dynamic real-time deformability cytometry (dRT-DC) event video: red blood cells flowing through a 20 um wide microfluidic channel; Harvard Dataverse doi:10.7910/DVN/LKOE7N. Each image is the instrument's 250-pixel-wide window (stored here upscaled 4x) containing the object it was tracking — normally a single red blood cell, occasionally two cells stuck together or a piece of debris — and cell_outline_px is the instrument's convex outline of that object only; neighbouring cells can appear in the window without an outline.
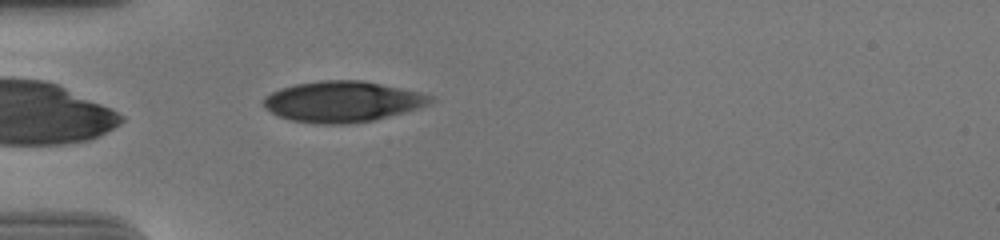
{"species": "human", "species_latin": "Homo sapiens", "temperature_condition": "cold", "stored_images_in_passage": 40, "camera_frame_rate_fps": 3000, "um_per_image_px": 0.085, "donor": {"sex": "male"}, "frame": {"image": 1, "passage_image": 2, "time_ms": 0.333, "image_size_px": [1000, 240], "cell_outline_px": [[436, 96], [432, 104], [404, 112], [372, 120], [348, 124], [320, 124], [292, 120], [280, 116], [264, 108], [260, 100], [264, 96], [280, 88], [296, 84], [320, 80], [364, 80], [420, 92]], "centroid_in_image_um": [29.12, 8.62], "position_along_channel_um": 55.9, "area_um2": 39.94}}
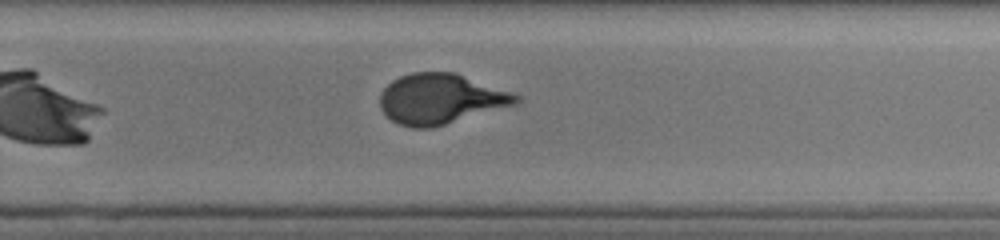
{"frame": {"image": 2, "passage_image": 22, "time_ms": 7.0, "image_size_px": [1000, 240], "cell_outline_px": [[520, 104], [432, 128], [412, 128], [396, 124], [380, 108], [380, 92], [392, 80], [400, 76], [412, 72], [452, 72], [512, 92], [520, 96]], "centroid_in_image_um": [37.46, 8.42], "position_along_channel_um": 292.3, "area_um2": 40.06}}
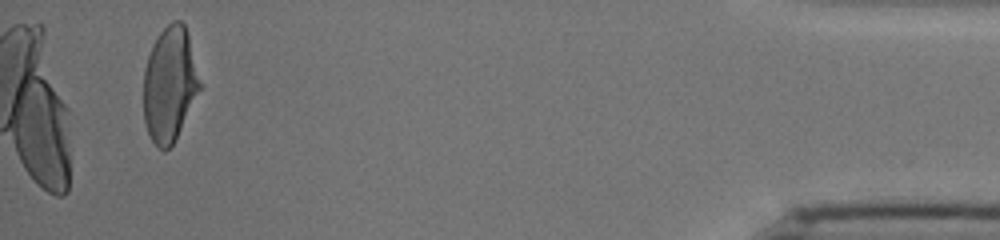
{"frame": {"image": 3, "passage_image": 38, "time_ms": 12.333, "image_size_px": [1000, 240], "cell_outline_px": [[200, 88], [172, 144], [164, 152], [156, 148], [148, 132], [144, 120], [144, 68], [148, 56], [156, 36], [172, 20], [180, 20], [184, 24], [188, 32], [200, 80]], "centroid_in_image_um": [14.4, 7.13], "position_along_channel_um": 420.8, "area_um2": 37.28}, "authors_computed_cell_mechanics": {"area_um2": 40.0265, "velocity_mm_per_s": 3.6983, "shape_relaxation_time_tau1_ms": 5.0275, "shape_relaxation_time_tau2_ms": null, "deformation_change_tau1": 0.2102, "deformation_change_tau2": null}}